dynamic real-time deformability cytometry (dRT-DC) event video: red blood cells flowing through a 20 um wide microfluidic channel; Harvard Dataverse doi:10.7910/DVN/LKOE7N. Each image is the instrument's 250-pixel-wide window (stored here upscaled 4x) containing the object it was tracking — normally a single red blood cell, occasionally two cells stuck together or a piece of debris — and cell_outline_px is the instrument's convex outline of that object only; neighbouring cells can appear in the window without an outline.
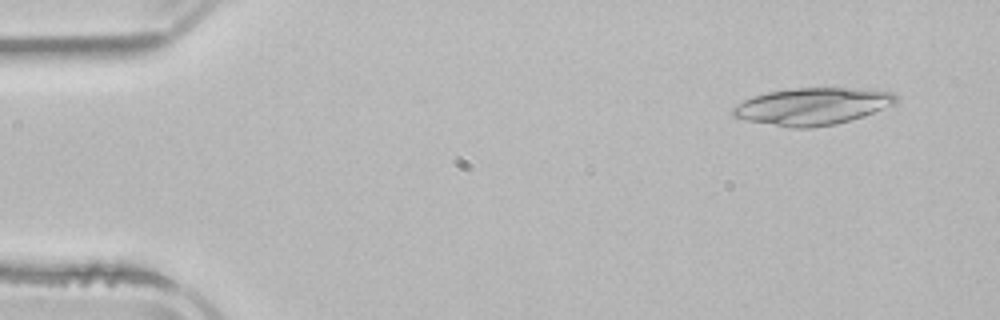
{"species": "common noctule bat (a hibernating species)", "species_latin": "Nyctalus noctula", "temperature_condition": "room temperature", "stored_images_in_passage": 4, "camera_frame_rate_fps": 3000, "um_per_image_px": 0.085, "animal": {"sex": "male", "body_mass_g": 21.5, "forearm_length_mm": 52.0}, "frame": {"image": 1, "passage_image": 1, "time_ms": 0.0, "image_size_px": [1000, 320], "cell_outline_px": [[900, 100], [896, 104], [836, 124], [812, 128], [792, 128], [748, 120], [732, 116], [732, 108], [744, 100], [752, 96], [768, 92], [796, 88], [856, 88], [892, 92], [900, 96]], "centroid_in_image_um": [69.08, 9.03], "position_along_channel_um": 15.9, "area_um2": 35.03}}